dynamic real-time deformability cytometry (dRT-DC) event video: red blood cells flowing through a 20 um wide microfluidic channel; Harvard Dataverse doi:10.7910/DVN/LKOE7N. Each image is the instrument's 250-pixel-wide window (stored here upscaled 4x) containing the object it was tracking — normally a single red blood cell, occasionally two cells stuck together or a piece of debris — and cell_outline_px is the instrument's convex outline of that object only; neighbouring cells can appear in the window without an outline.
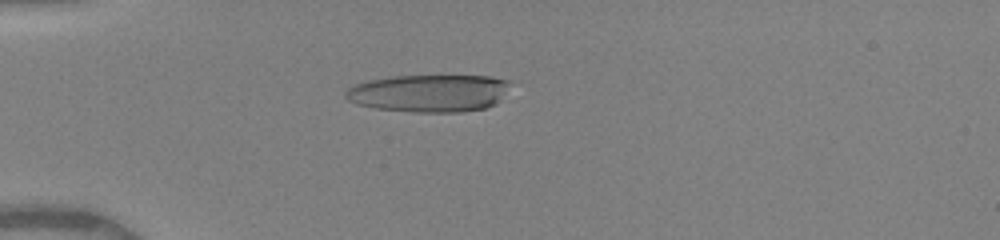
{"species": "human", "species_latin": "Homo sapiens", "temperature_condition": "warm", "stored_images_in_passage": 11, "camera_frame_rate_fps": 3000, "um_per_image_px": 0.085, "donor": {"sex": "female"}, "frame": {"image": 1, "passage_image": 7, "time_ms": 4.333, "image_size_px": [1000, 240], "cell_outline_px": [[512, 80], [500, 100], [496, 104], [484, 108], [460, 112], [416, 112], [376, 108], [356, 104], [348, 100], [344, 96], [344, 92], [352, 84], [368, 80], [388, 76], [488, 76]], "centroid_in_image_um": [36.44, 7.91], "position_along_channel_um": 48.6, "area_um2": 36.18}}
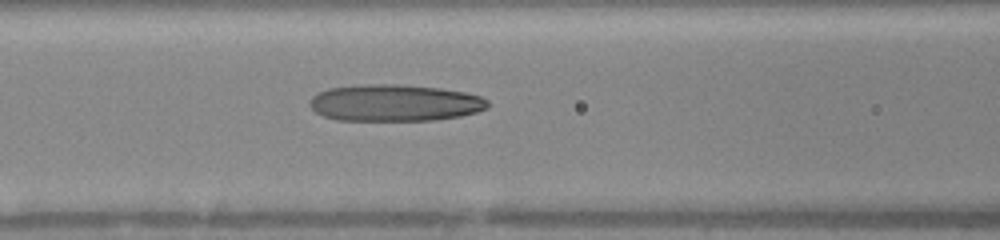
{"frame": {"image": 2, "passage_image": 11, "time_ms": 7.0, "image_size_px": [1000, 240], "cell_outline_px": [[488, 108], [476, 112], [460, 116], [432, 120], [336, 120], [324, 116], [316, 112], [308, 104], [312, 96], [328, 88], [364, 84], [396, 84], [440, 88], [464, 92], [480, 96], [488, 100]], "centroid_in_image_um": [33.54, 8.74], "position_along_channel_um": 133.1, "area_um2": 38.09}}